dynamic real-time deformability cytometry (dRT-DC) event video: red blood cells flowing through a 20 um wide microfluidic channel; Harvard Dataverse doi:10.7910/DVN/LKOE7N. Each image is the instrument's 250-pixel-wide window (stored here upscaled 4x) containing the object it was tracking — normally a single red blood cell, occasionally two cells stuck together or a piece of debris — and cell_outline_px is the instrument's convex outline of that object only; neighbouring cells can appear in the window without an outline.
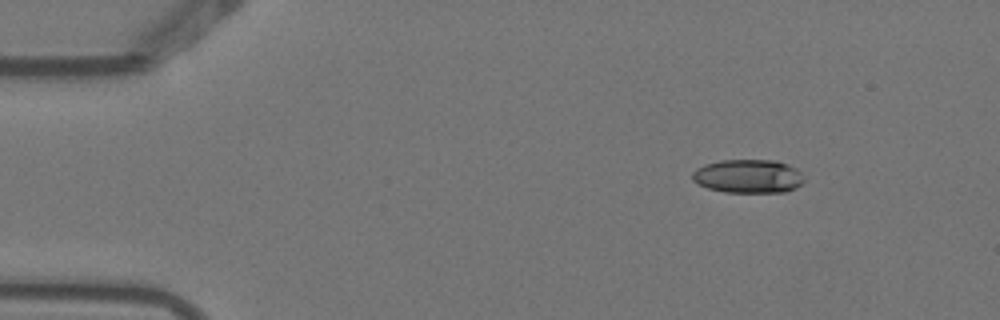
{"species": "Egyptian fruit bat (a non-hibernating species)", "species_latin": "Rousettus aegyptiacus", "temperature_condition": "warm", "stored_images_in_passage": 8, "camera_frame_rate_fps": 3000, "um_per_image_px": 0.085, "animal": {"sex": "female"}, "frame": {"image": 1, "passage_image": 1, "time_ms": 0.0, "image_size_px": [1000, 320], "cell_outline_px": [[804, 180], [796, 188], [784, 192], [724, 192], [708, 188], [692, 180], [692, 172], [696, 168], [704, 164], [720, 160], [776, 160], [788, 164], [796, 168], [800, 172]], "centroid_in_image_um": [63.59, 14.97], "position_along_channel_um": 21.4, "area_um2": 21.96}}
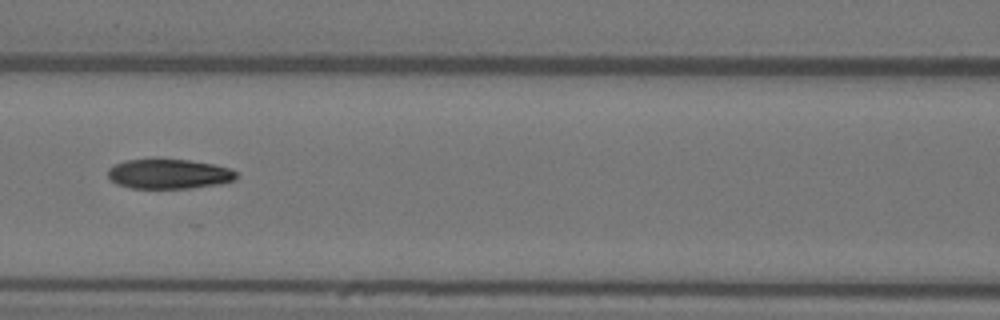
{"frame": {"image": 2, "passage_image": 5, "time_ms": 1.333, "image_size_px": [1000, 320], "cell_outline_px": [[236, 180], [220, 184], [188, 188], [132, 188], [116, 184], [108, 176], [108, 168], [112, 164], [124, 160], [188, 160], [216, 164], [228, 168], [236, 172]], "centroid_in_image_um": [14.35, 14.79], "position_along_channel_um": 152.3, "area_um2": 22.2}}
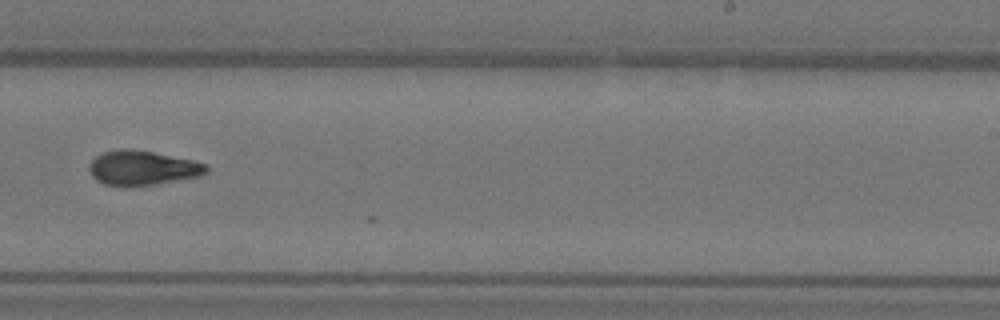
{"frame": {"image": 3, "passage_image": 8, "time_ms": 2.333, "image_size_px": [1000, 320], "cell_outline_px": [[208, 172], [200, 176], [152, 184], [124, 188], [104, 184], [96, 180], [92, 176], [88, 168], [88, 164], [100, 152], [120, 148], [132, 148], [196, 160], [204, 164], [208, 168]], "centroid_in_image_um": [12.05, 14.27], "position_along_channel_um": 276.9, "area_um2": 24.04}}